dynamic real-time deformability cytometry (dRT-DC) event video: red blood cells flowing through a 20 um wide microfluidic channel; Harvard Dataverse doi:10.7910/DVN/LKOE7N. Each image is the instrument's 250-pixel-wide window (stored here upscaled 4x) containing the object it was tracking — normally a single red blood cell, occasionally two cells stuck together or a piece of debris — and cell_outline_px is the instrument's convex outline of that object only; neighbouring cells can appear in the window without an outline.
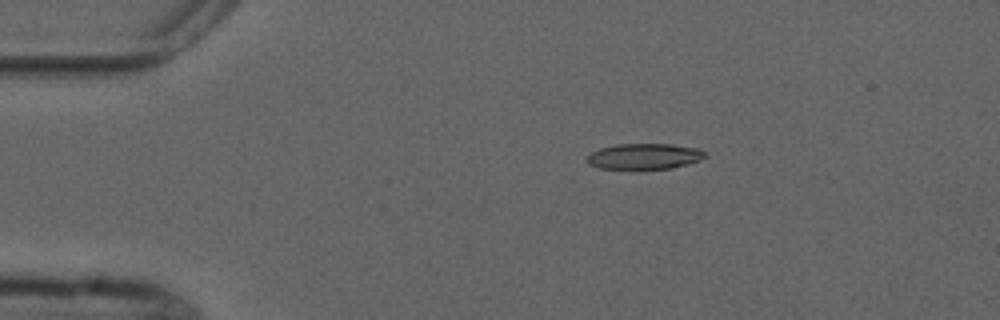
{"species": "common noctule bat (a hibernating species)", "species_latin": "Nyctalus noctula", "temperature_condition": "cold", "stored_images_in_passage": 4, "camera_frame_rate_fps": 3000, "um_per_image_px": 0.085, "animal": {"sex": "male", "forearm_length_mm": 52.5}, "frame": {"image": 1, "passage_image": 3, "time_ms": 3.0, "image_size_px": [1000, 320], "cell_outline_px": [[708, 156], [688, 164], [672, 168], [600, 168], [588, 164], [588, 156], [592, 152], [600, 148], [616, 144], [672, 144], [696, 148], [704, 152]], "centroid_in_image_um": [54.78, 13.28], "position_along_channel_um": 30.2, "area_um2": 17.4}}